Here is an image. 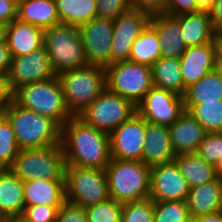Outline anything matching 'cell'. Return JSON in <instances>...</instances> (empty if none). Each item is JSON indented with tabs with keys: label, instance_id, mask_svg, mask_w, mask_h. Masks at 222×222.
Returning a JSON list of instances; mask_svg holds the SVG:
<instances>
[{
	"label": "cell",
	"instance_id": "1",
	"mask_svg": "<svg viewBox=\"0 0 222 222\" xmlns=\"http://www.w3.org/2000/svg\"><path fill=\"white\" fill-rule=\"evenodd\" d=\"M62 152L66 166L105 169L111 158L109 134L72 116L61 127Z\"/></svg>",
	"mask_w": 222,
	"mask_h": 222
},
{
	"label": "cell",
	"instance_id": "2",
	"mask_svg": "<svg viewBox=\"0 0 222 222\" xmlns=\"http://www.w3.org/2000/svg\"><path fill=\"white\" fill-rule=\"evenodd\" d=\"M2 113L12 126L19 149L60 145L61 127L54 120L19 106L13 99Z\"/></svg>",
	"mask_w": 222,
	"mask_h": 222
},
{
	"label": "cell",
	"instance_id": "3",
	"mask_svg": "<svg viewBox=\"0 0 222 222\" xmlns=\"http://www.w3.org/2000/svg\"><path fill=\"white\" fill-rule=\"evenodd\" d=\"M105 170L110 199L126 203L149 198L151 168L142 161L112 158Z\"/></svg>",
	"mask_w": 222,
	"mask_h": 222
},
{
	"label": "cell",
	"instance_id": "4",
	"mask_svg": "<svg viewBox=\"0 0 222 222\" xmlns=\"http://www.w3.org/2000/svg\"><path fill=\"white\" fill-rule=\"evenodd\" d=\"M57 77L72 116H78L106 89L105 68L101 66L86 65Z\"/></svg>",
	"mask_w": 222,
	"mask_h": 222
},
{
	"label": "cell",
	"instance_id": "5",
	"mask_svg": "<svg viewBox=\"0 0 222 222\" xmlns=\"http://www.w3.org/2000/svg\"><path fill=\"white\" fill-rule=\"evenodd\" d=\"M12 99L19 106L54 120L60 127L72 117L57 75L20 87L12 94Z\"/></svg>",
	"mask_w": 222,
	"mask_h": 222
},
{
	"label": "cell",
	"instance_id": "6",
	"mask_svg": "<svg viewBox=\"0 0 222 222\" xmlns=\"http://www.w3.org/2000/svg\"><path fill=\"white\" fill-rule=\"evenodd\" d=\"M43 43L56 75L88 65L77 26L59 23L49 27Z\"/></svg>",
	"mask_w": 222,
	"mask_h": 222
},
{
	"label": "cell",
	"instance_id": "7",
	"mask_svg": "<svg viewBox=\"0 0 222 222\" xmlns=\"http://www.w3.org/2000/svg\"><path fill=\"white\" fill-rule=\"evenodd\" d=\"M65 158L61 145L20 149L9 168L23 182L36 178L65 180Z\"/></svg>",
	"mask_w": 222,
	"mask_h": 222
},
{
	"label": "cell",
	"instance_id": "8",
	"mask_svg": "<svg viewBox=\"0 0 222 222\" xmlns=\"http://www.w3.org/2000/svg\"><path fill=\"white\" fill-rule=\"evenodd\" d=\"M65 200L84 208L110 199L105 169L65 167Z\"/></svg>",
	"mask_w": 222,
	"mask_h": 222
},
{
	"label": "cell",
	"instance_id": "9",
	"mask_svg": "<svg viewBox=\"0 0 222 222\" xmlns=\"http://www.w3.org/2000/svg\"><path fill=\"white\" fill-rule=\"evenodd\" d=\"M106 88L136 106L153 87L152 69L148 65L120 61L105 68Z\"/></svg>",
	"mask_w": 222,
	"mask_h": 222
},
{
	"label": "cell",
	"instance_id": "10",
	"mask_svg": "<svg viewBox=\"0 0 222 222\" xmlns=\"http://www.w3.org/2000/svg\"><path fill=\"white\" fill-rule=\"evenodd\" d=\"M136 112L137 106L132 101L106 88L78 117L87 125L110 134Z\"/></svg>",
	"mask_w": 222,
	"mask_h": 222
},
{
	"label": "cell",
	"instance_id": "11",
	"mask_svg": "<svg viewBox=\"0 0 222 222\" xmlns=\"http://www.w3.org/2000/svg\"><path fill=\"white\" fill-rule=\"evenodd\" d=\"M55 76L49 55L43 46L29 54L11 58L7 85L10 93L13 94L24 85L45 81Z\"/></svg>",
	"mask_w": 222,
	"mask_h": 222
},
{
	"label": "cell",
	"instance_id": "12",
	"mask_svg": "<svg viewBox=\"0 0 222 222\" xmlns=\"http://www.w3.org/2000/svg\"><path fill=\"white\" fill-rule=\"evenodd\" d=\"M185 111L182 96L155 86L137 105V112L145 121L167 127Z\"/></svg>",
	"mask_w": 222,
	"mask_h": 222
},
{
	"label": "cell",
	"instance_id": "13",
	"mask_svg": "<svg viewBox=\"0 0 222 222\" xmlns=\"http://www.w3.org/2000/svg\"><path fill=\"white\" fill-rule=\"evenodd\" d=\"M88 65L111 64L113 20L94 18L78 27Z\"/></svg>",
	"mask_w": 222,
	"mask_h": 222
},
{
	"label": "cell",
	"instance_id": "14",
	"mask_svg": "<svg viewBox=\"0 0 222 222\" xmlns=\"http://www.w3.org/2000/svg\"><path fill=\"white\" fill-rule=\"evenodd\" d=\"M150 17L142 10L131 8L113 20L111 64L128 61L131 45L149 24Z\"/></svg>",
	"mask_w": 222,
	"mask_h": 222
},
{
	"label": "cell",
	"instance_id": "15",
	"mask_svg": "<svg viewBox=\"0 0 222 222\" xmlns=\"http://www.w3.org/2000/svg\"><path fill=\"white\" fill-rule=\"evenodd\" d=\"M145 120L136 112L109 134L111 158L142 161Z\"/></svg>",
	"mask_w": 222,
	"mask_h": 222
},
{
	"label": "cell",
	"instance_id": "16",
	"mask_svg": "<svg viewBox=\"0 0 222 222\" xmlns=\"http://www.w3.org/2000/svg\"><path fill=\"white\" fill-rule=\"evenodd\" d=\"M190 188L175 162L151 167L149 198L153 201H186Z\"/></svg>",
	"mask_w": 222,
	"mask_h": 222
},
{
	"label": "cell",
	"instance_id": "17",
	"mask_svg": "<svg viewBox=\"0 0 222 222\" xmlns=\"http://www.w3.org/2000/svg\"><path fill=\"white\" fill-rule=\"evenodd\" d=\"M217 54V39L211 43L186 48L184 54L179 58L185 88L195 84L207 73L214 70Z\"/></svg>",
	"mask_w": 222,
	"mask_h": 222
},
{
	"label": "cell",
	"instance_id": "18",
	"mask_svg": "<svg viewBox=\"0 0 222 222\" xmlns=\"http://www.w3.org/2000/svg\"><path fill=\"white\" fill-rule=\"evenodd\" d=\"M168 130L175 155L196 153L207 133L203 126L187 111L168 126Z\"/></svg>",
	"mask_w": 222,
	"mask_h": 222
},
{
	"label": "cell",
	"instance_id": "19",
	"mask_svg": "<svg viewBox=\"0 0 222 222\" xmlns=\"http://www.w3.org/2000/svg\"><path fill=\"white\" fill-rule=\"evenodd\" d=\"M144 138V164L151 168L174 161L176 155L171 147L167 126L145 121Z\"/></svg>",
	"mask_w": 222,
	"mask_h": 222
},
{
	"label": "cell",
	"instance_id": "20",
	"mask_svg": "<svg viewBox=\"0 0 222 222\" xmlns=\"http://www.w3.org/2000/svg\"><path fill=\"white\" fill-rule=\"evenodd\" d=\"M4 40L10 57H18L43 47L44 30L15 19L5 26Z\"/></svg>",
	"mask_w": 222,
	"mask_h": 222
},
{
	"label": "cell",
	"instance_id": "21",
	"mask_svg": "<svg viewBox=\"0 0 222 222\" xmlns=\"http://www.w3.org/2000/svg\"><path fill=\"white\" fill-rule=\"evenodd\" d=\"M149 25L158 36L161 57L180 58L186 51L181 34L180 21L173 16L154 14L150 17Z\"/></svg>",
	"mask_w": 222,
	"mask_h": 222
},
{
	"label": "cell",
	"instance_id": "22",
	"mask_svg": "<svg viewBox=\"0 0 222 222\" xmlns=\"http://www.w3.org/2000/svg\"><path fill=\"white\" fill-rule=\"evenodd\" d=\"M65 201V180L36 178L24 182L25 206H62Z\"/></svg>",
	"mask_w": 222,
	"mask_h": 222
},
{
	"label": "cell",
	"instance_id": "23",
	"mask_svg": "<svg viewBox=\"0 0 222 222\" xmlns=\"http://www.w3.org/2000/svg\"><path fill=\"white\" fill-rule=\"evenodd\" d=\"M191 219L221 211V177L190 188L186 200Z\"/></svg>",
	"mask_w": 222,
	"mask_h": 222
},
{
	"label": "cell",
	"instance_id": "24",
	"mask_svg": "<svg viewBox=\"0 0 222 222\" xmlns=\"http://www.w3.org/2000/svg\"><path fill=\"white\" fill-rule=\"evenodd\" d=\"M186 47L214 42L218 33L214 30L208 11L176 16Z\"/></svg>",
	"mask_w": 222,
	"mask_h": 222
},
{
	"label": "cell",
	"instance_id": "25",
	"mask_svg": "<svg viewBox=\"0 0 222 222\" xmlns=\"http://www.w3.org/2000/svg\"><path fill=\"white\" fill-rule=\"evenodd\" d=\"M17 19L42 30L61 23L54 0H18Z\"/></svg>",
	"mask_w": 222,
	"mask_h": 222
},
{
	"label": "cell",
	"instance_id": "26",
	"mask_svg": "<svg viewBox=\"0 0 222 222\" xmlns=\"http://www.w3.org/2000/svg\"><path fill=\"white\" fill-rule=\"evenodd\" d=\"M24 206V182L10 169H0V212L20 216Z\"/></svg>",
	"mask_w": 222,
	"mask_h": 222
},
{
	"label": "cell",
	"instance_id": "27",
	"mask_svg": "<svg viewBox=\"0 0 222 222\" xmlns=\"http://www.w3.org/2000/svg\"><path fill=\"white\" fill-rule=\"evenodd\" d=\"M179 58L160 57L152 66L153 86L171 91L179 96L185 94Z\"/></svg>",
	"mask_w": 222,
	"mask_h": 222
},
{
	"label": "cell",
	"instance_id": "28",
	"mask_svg": "<svg viewBox=\"0 0 222 222\" xmlns=\"http://www.w3.org/2000/svg\"><path fill=\"white\" fill-rule=\"evenodd\" d=\"M174 162L187 180L189 188L203 185L218 176L216 167L204 161L196 153L176 155Z\"/></svg>",
	"mask_w": 222,
	"mask_h": 222
},
{
	"label": "cell",
	"instance_id": "29",
	"mask_svg": "<svg viewBox=\"0 0 222 222\" xmlns=\"http://www.w3.org/2000/svg\"><path fill=\"white\" fill-rule=\"evenodd\" d=\"M61 23L79 27L97 18V0H54Z\"/></svg>",
	"mask_w": 222,
	"mask_h": 222
},
{
	"label": "cell",
	"instance_id": "30",
	"mask_svg": "<svg viewBox=\"0 0 222 222\" xmlns=\"http://www.w3.org/2000/svg\"><path fill=\"white\" fill-rule=\"evenodd\" d=\"M161 57L156 31L148 24L131 45L128 61L152 66Z\"/></svg>",
	"mask_w": 222,
	"mask_h": 222
},
{
	"label": "cell",
	"instance_id": "31",
	"mask_svg": "<svg viewBox=\"0 0 222 222\" xmlns=\"http://www.w3.org/2000/svg\"><path fill=\"white\" fill-rule=\"evenodd\" d=\"M218 100H222V79L214 70L187 87L183 95L184 104H199Z\"/></svg>",
	"mask_w": 222,
	"mask_h": 222
},
{
	"label": "cell",
	"instance_id": "32",
	"mask_svg": "<svg viewBox=\"0 0 222 222\" xmlns=\"http://www.w3.org/2000/svg\"><path fill=\"white\" fill-rule=\"evenodd\" d=\"M185 110L196 119L207 133L222 132V100L199 104H184Z\"/></svg>",
	"mask_w": 222,
	"mask_h": 222
},
{
	"label": "cell",
	"instance_id": "33",
	"mask_svg": "<svg viewBox=\"0 0 222 222\" xmlns=\"http://www.w3.org/2000/svg\"><path fill=\"white\" fill-rule=\"evenodd\" d=\"M19 150L12 126L0 112V169H9Z\"/></svg>",
	"mask_w": 222,
	"mask_h": 222
},
{
	"label": "cell",
	"instance_id": "34",
	"mask_svg": "<svg viewBox=\"0 0 222 222\" xmlns=\"http://www.w3.org/2000/svg\"><path fill=\"white\" fill-rule=\"evenodd\" d=\"M154 222H192L186 201H154Z\"/></svg>",
	"mask_w": 222,
	"mask_h": 222
},
{
	"label": "cell",
	"instance_id": "35",
	"mask_svg": "<svg viewBox=\"0 0 222 222\" xmlns=\"http://www.w3.org/2000/svg\"><path fill=\"white\" fill-rule=\"evenodd\" d=\"M123 203L109 199L85 208L87 222H121Z\"/></svg>",
	"mask_w": 222,
	"mask_h": 222
},
{
	"label": "cell",
	"instance_id": "36",
	"mask_svg": "<svg viewBox=\"0 0 222 222\" xmlns=\"http://www.w3.org/2000/svg\"><path fill=\"white\" fill-rule=\"evenodd\" d=\"M154 201L150 198L123 203L121 222H154Z\"/></svg>",
	"mask_w": 222,
	"mask_h": 222
},
{
	"label": "cell",
	"instance_id": "37",
	"mask_svg": "<svg viewBox=\"0 0 222 222\" xmlns=\"http://www.w3.org/2000/svg\"><path fill=\"white\" fill-rule=\"evenodd\" d=\"M196 154L207 163L216 166L222 157V132L206 133Z\"/></svg>",
	"mask_w": 222,
	"mask_h": 222
},
{
	"label": "cell",
	"instance_id": "38",
	"mask_svg": "<svg viewBox=\"0 0 222 222\" xmlns=\"http://www.w3.org/2000/svg\"><path fill=\"white\" fill-rule=\"evenodd\" d=\"M97 18L115 20L121 13L130 10V0H97Z\"/></svg>",
	"mask_w": 222,
	"mask_h": 222
},
{
	"label": "cell",
	"instance_id": "39",
	"mask_svg": "<svg viewBox=\"0 0 222 222\" xmlns=\"http://www.w3.org/2000/svg\"><path fill=\"white\" fill-rule=\"evenodd\" d=\"M61 206L34 205L24 206L23 216L29 222H56Z\"/></svg>",
	"mask_w": 222,
	"mask_h": 222
},
{
	"label": "cell",
	"instance_id": "40",
	"mask_svg": "<svg viewBox=\"0 0 222 222\" xmlns=\"http://www.w3.org/2000/svg\"><path fill=\"white\" fill-rule=\"evenodd\" d=\"M56 222H87L85 208L65 201L58 209Z\"/></svg>",
	"mask_w": 222,
	"mask_h": 222
},
{
	"label": "cell",
	"instance_id": "41",
	"mask_svg": "<svg viewBox=\"0 0 222 222\" xmlns=\"http://www.w3.org/2000/svg\"><path fill=\"white\" fill-rule=\"evenodd\" d=\"M197 12L200 10L195 0H168L164 14L176 17Z\"/></svg>",
	"mask_w": 222,
	"mask_h": 222
},
{
	"label": "cell",
	"instance_id": "42",
	"mask_svg": "<svg viewBox=\"0 0 222 222\" xmlns=\"http://www.w3.org/2000/svg\"><path fill=\"white\" fill-rule=\"evenodd\" d=\"M134 9L142 10L149 15L165 13L168 0H130Z\"/></svg>",
	"mask_w": 222,
	"mask_h": 222
},
{
	"label": "cell",
	"instance_id": "43",
	"mask_svg": "<svg viewBox=\"0 0 222 222\" xmlns=\"http://www.w3.org/2000/svg\"><path fill=\"white\" fill-rule=\"evenodd\" d=\"M18 0H0V24L8 25L17 19Z\"/></svg>",
	"mask_w": 222,
	"mask_h": 222
},
{
	"label": "cell",
	"instance_id": "44",
	"mask_svg": "<svg viewBox=\"0 0 222 222\" xmlns=\"http://www.w3.org/2000/svg\"><path fill=\"white\" fill-rule=\"evenodd\" d=\"M214 30L222 33V0H215L212 8L208 11Z\"/></svg>",
	"mask_w": 222,
	"mask_h": 222
},
{
	"label": "cell",
	"instance_id": "45",
	"mask_svg": "<svg viewBox=\"0 0 222 222\" xmlns=\"http://www.w3.org/2000/svg\"><path fill=\"white\" fill-rule=\"evenodd\" d=\"M12 94L10 93L7 85V77L0 74V112L11 101Z\"/></svg>",
	"mask_w": 222,
	"mask_h": 222
},
{
	"label": "cell",
	"instance_id": "46",
	"mask_svg": "<svg viewBox=\"0 0 222 222\" xmlns=\"http://www.w3.org/2000/svg\"><path fill=\"white\" fill-rule=\"evenodd\" d=\"M11 57L5 40L0 43V74H4L7 77L9 71V65Z\"/></svg>",
	"mask_w": 222,
	"mask_h": 222
},
{
	"label": "cell",
	"instance_id": "47",
	"mask_svg": "<svg viewBox=\"0 0 222 222\" xmlns=\"http://www.w3.org/2000/svg\"><path fill=\"white\" fill-rule=\"evenodd\" d=\"M192 222H222V212L207 214L193 219Z\"/></svg>",
	"mask_w": 222,
	"mask_h": 222
},
{
	"label": "cell",
	"instance_id": "48",
	"mask_svg": "<svg viewBox=\"0 0 222 222\" xmlns=\"http://www.w3.org/2000/svg\"><path fill=\"white\" fill-rule=\"evenodd\" d=\"M200 11H209L215 0H195Z\"/></svg>",
	"mask_w": 222,
	"mask_h": 222
},
{
	"label": "cell",
	"instance_id": "49",
	"mask_svg": "<svg viewBox=\"0 0 222 222\" xmlns=\"http://www.w3.org/2000/svg\"><path fill=\"white\" fill-rule=\"evenodd\" d=\"M214 71L222 79V56L219 53L215 58Z\"/></svg>",
	"mask_w": 222,
	"mask_h": 222
},
{
	"label": "cell",
	"instance_id": "50",
	"mask_svg": "<svg viewBox=\"0 0 222 222\" xmlns=\"http://www.w3.org/2000/svg\"><path fill=\"white\" fill-rule=\"evenodd\" d=\"M14 216L13 215H1L0 222H13Z\"/></svg>",
	"mask_w": 222,
	"mask_h": 222
},
{
	"label": "cell",
	"instance_id": "51",
	"mask_svg": "<svg viewBox=\"0 0 222 222\" xmlns=\"http://www.w3.org/2000/svg\"><path fill=\"white\" fill-rule=\"evenodd\" d=\"M217 42H218V53L222 56V33L218 34Z\"/></svg>",
	"mask_w": 222,
	"mask_h": 222
},
{
	"label": "cell",
	"instance_id": "52",
	"mask_svg": "<svg viewBox=\"0 0 222 222\" xmlns=\"http://www.w3.org/2000/svg\"><path fill=\"white\" fill-rule=\"evenodd\" d=\"M5 37V25L0 24V43L4 41Z\"/></svg>",
	"mask_w": 222,
	"mask_h": 222
},
{
	"label": "cell",
	"instance_id": "53",
	"mask_svg": "<svg viewBox=\"0 0 222 222\" xmlns=\"http://www.w3.org/2000/svg\"><path fill=\"white\" fill-rule=\"evenodd\" d=\"M218 176L222 177V157L219 163L215 166Z\"/></svg>",
	"mask_w": 222,
	"mask_h": 222
},
{
	"label": "cell",
	"instance_id": "54",
	"mask_svg": "<svg viewBox=\"0 0 222 222\" xmlns=\"http://www.w3.org/2000/svg\"><path fill=\"white\" fill-rule=\"evenodd\" d=\"M13 222H29L23 216H14Z\"/></svg>",
	"mask_w": 222,
	"mask_h": 222
},
{
	"label": "cell",
	"instance_id": "55",
	"mask_svg": "<svg viewBox=\"0 0 222 222\" xmlns=\"http://www.w3.org/2000/svg\"><path fill=\"white\" fill-rule=\"evenodd\" d=\"M221 212H222V177H221Z\"/></svg>",
	"mask_w": 222,
	"mask_h": 222
}]
</instances>
